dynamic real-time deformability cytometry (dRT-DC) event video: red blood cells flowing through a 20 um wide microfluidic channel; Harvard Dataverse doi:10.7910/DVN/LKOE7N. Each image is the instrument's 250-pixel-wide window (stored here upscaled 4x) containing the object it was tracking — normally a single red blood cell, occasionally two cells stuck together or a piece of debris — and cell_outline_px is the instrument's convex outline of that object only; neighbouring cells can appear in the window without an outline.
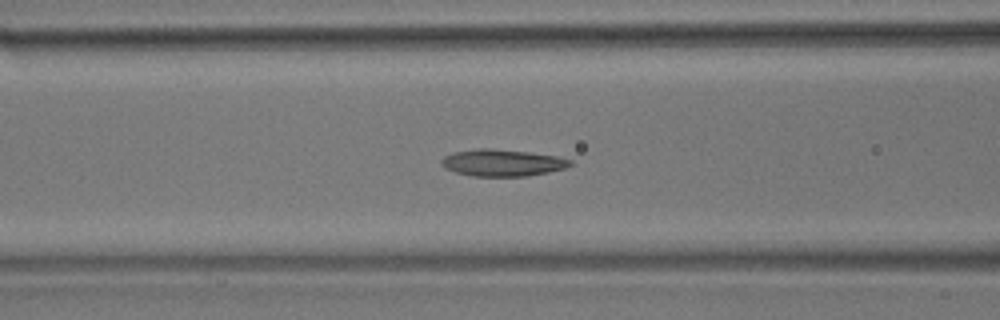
{"species": "common noctule bat (a hibernating species)", "species_latin": "Nyctalus noctula", "temperature_condition": "room temperature", "stored_images_in_passage": 54, "camera_frame_rate_fps": 3000, "um_per_image_px": 0.085, "animal": {"sex": "male", "body_mass_g": 17.9}, "frame": {"image": 1, "passage_image": 21, "time_ms": 6.667, "image_size_px": [1000, 320], "cell_outline_px": [[576, 164], [564, 168], [548, 172], [528, 176], [472, 176], [456, 172], [444, 168], [440, 164], [440, 160], [444, 156], [452, 152], [476, 148], [492, 148], [528, 152], [556, 156], [572, 160]], "centroid_in_image_um": [42.68, 13.83], "position_along_channel_um": 123.9, "area_um2": 20.35}}
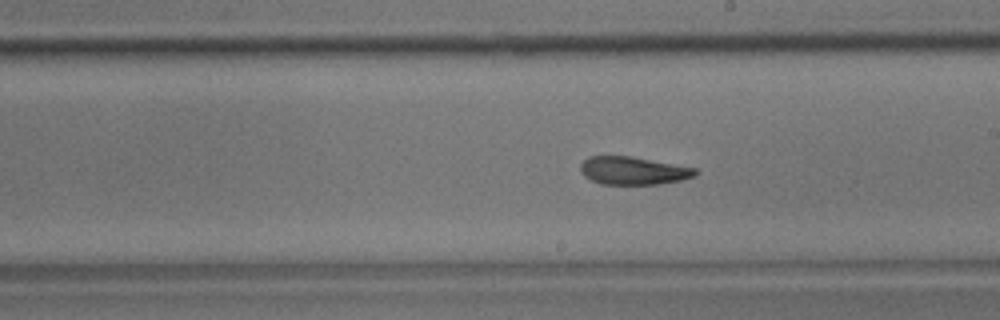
{"frame": {"image": 2, "passage_image": 30, "time_ms": 9.667, "image_size_px": [1000, 320], "cell_outline_px": [[700, 172], [696, 176], [680, 180], [660, 184], [600, 184], [584, 176], [580, 172], [580, 164], [588, 156], [632, 156], [696, 168]], "centroid_in_image_um": [53.83, 14.5], "position_along_channel_um": 235.2, "area_um2": 18.84}}
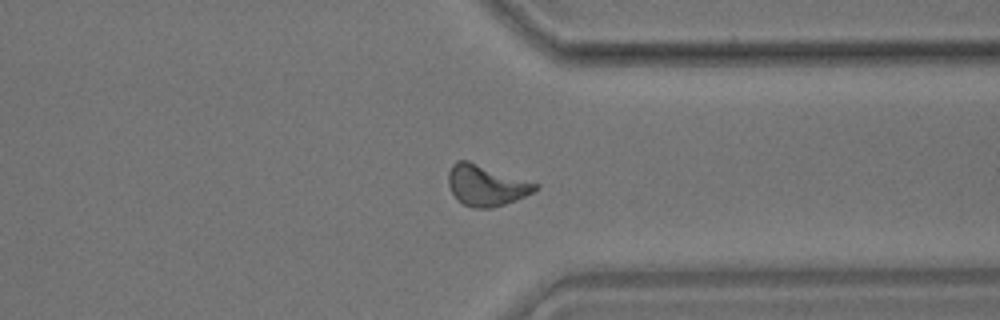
{"frame": {"image": 3, "passage_image": 41, "time_ms": 13.333, "image_size_px": [1000, 320], "cell_outline_px": [[540, 188], [516, 200], [492, 208], [472, 208], [456, 200], [448, 184], [448, 172], [452, 164], [456, 160], [468, 160], [540, 184]], "centroid_in_image_um": [41.31, 15.75], "position_along_channel_um": 370.1, "area_um2": 20.87}, "authors_computed_cell_mechanics": {"area_um2": 20.0566, "velocity_mm_per_s": 3.7169, "shape_relaxation_time_tau1_ms": 9.9223, "shape_relaxation_time_tau2_ms": 3.5089, "deformation_change_tau1": 0.2374, "deformation_change_tau2": 0.12}}